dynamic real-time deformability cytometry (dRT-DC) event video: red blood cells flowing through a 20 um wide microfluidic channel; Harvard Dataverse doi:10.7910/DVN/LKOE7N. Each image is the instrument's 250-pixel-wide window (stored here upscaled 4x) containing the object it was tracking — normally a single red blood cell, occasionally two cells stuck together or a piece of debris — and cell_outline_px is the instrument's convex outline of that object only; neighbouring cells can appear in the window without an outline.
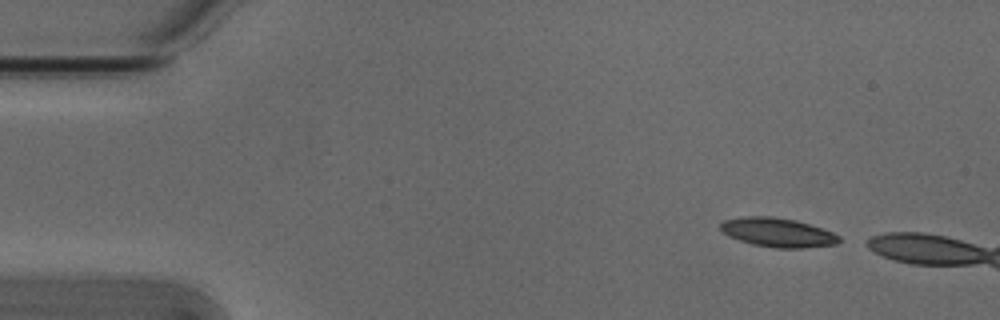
{"species": "Egyptian fruit bat (a non-hibernating species)", "species_latin": "Rousettus aegyptiacus", "temperature_condition": "cold", "stored_images_in_passage": 4, "camera_frame_rate_fps": 3000, "um_per_image_px": 0.085, "animal": {"sex": "male"}, "frame": {"image": 1, "passage_image": 1, "time_ms": 0.0, "image_size_px": [1000, 320], "cell_outline_px": [[840, 240], [836, 244], [804, 248], [776, 248], [752, 244], [728, 236], [720, 228], [720, 224], [724, 220], [748, 216], [772, 216], [796, 220], [832, 232], [840, 236]], "centroid_in_image_um": [66.1, 19.76], "position_along_channel_um": 18.9, "area_um2": 19.94}}